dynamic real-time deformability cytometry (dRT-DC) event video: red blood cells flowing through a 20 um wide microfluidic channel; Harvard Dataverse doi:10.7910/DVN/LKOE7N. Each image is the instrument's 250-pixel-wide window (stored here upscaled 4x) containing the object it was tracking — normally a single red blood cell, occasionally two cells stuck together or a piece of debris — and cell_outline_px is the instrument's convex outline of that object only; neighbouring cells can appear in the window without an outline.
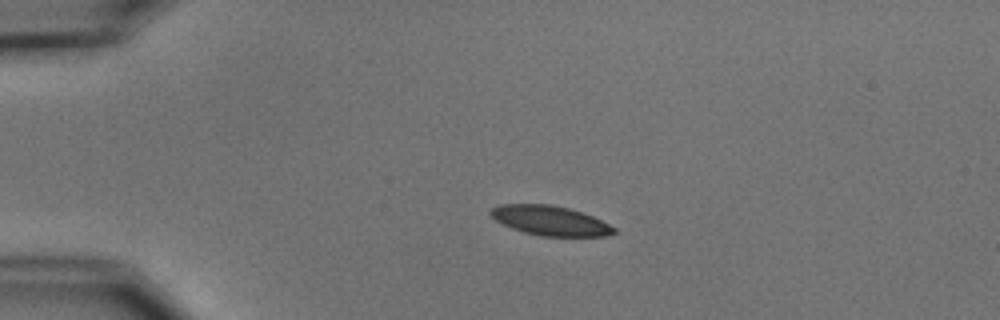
{"species": "common noctule bat (a hibernating species)", "species_latin": "Nyctalus noctula", "temperature_condition": "cold", "stored_images_in_passage": 2, "camera_frame_rate_fps": 3000, "um_per_image_px": 0.085, "animal": {"sex": "male", "body_mass_g": 15.6}, "frame": {"image": 1, "passage_image": 1, "time_ms": 0.0, "image_size_px": [1000, 320], "cell_outline_px": [[616, 232], [604, 236], [540, 236], [524, 232], [512, 228], [496, 220], [488, 212], [492, 208], [500, 204], [548, 204], [568, 208], [592, 216], [616, 228]], "centroid_in_image_um": [46.75, 18.75], "position_along_channel_um": 38.3, "area_um2": 21.04}}